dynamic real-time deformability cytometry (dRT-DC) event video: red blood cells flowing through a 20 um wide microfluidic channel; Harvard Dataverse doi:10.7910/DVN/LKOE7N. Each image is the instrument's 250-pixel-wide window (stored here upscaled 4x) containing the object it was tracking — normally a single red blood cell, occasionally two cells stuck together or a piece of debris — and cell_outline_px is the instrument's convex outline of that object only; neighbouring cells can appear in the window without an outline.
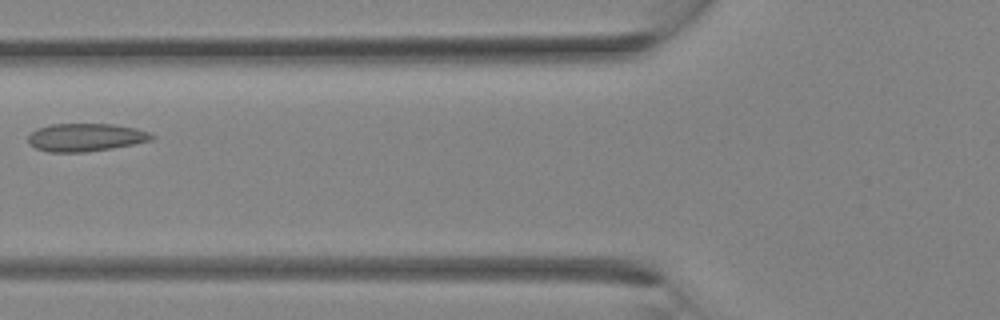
{"species": "Egyptian fruit bat (a non-hibernating species)", "species_latin": "Rousettus aegyptiacus", "temperature_condition": "room temperature", "stored_images_in_passage": 28, "segment_of_instrument_passage": [1, 2], "camera_frame_rate_fps": 3000, "um_per_image_px": 0.085, "animal": {"sex": "female"}, "frame": {"image": 1, "passage_image": 7, "time_ms": 2.0, "image_size_px": [1000, 320], "cell_outline_px": [[156, 136], [152, 140], [112, 148], [84, 152], [48, 152], [36, 148], [28, 144], [28, 136], [36, 128], [52, 124], [112, 124], [136, 128], [148, 132]], "centroid_in_image_um": [7.26, 11.67], "position_along_channel_um": 118.5, "area_um2": 20.11}}
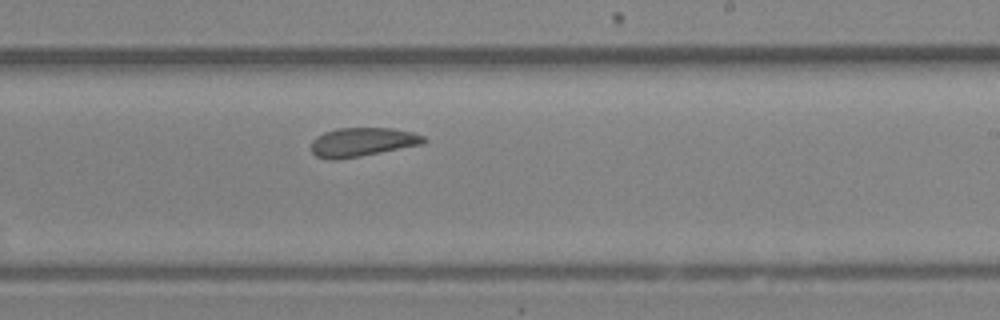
{"frame": {"image": 2, "passage_image": 14, "time_ms": 4.333, "image_size_px": [1000, 320], "cell_outline_px": [[428, 140], [424, 144], [360, 156], [336, 160], [328, 160], [316, 156], [312, 152], [312, 140], [316, 136], [324, 132], [336, 128], [392, 128], [412, 132], [424, 136]], "centroid_in_image_um": [30.8, 12.07], "position_along_channel_um": 258.2, "area_um2": 19.07}}
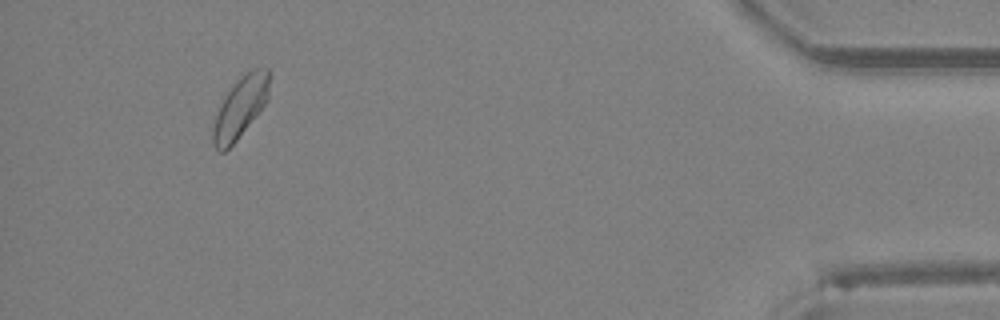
{"frame": {"image": 3, "passage_image": 25, "time_ms": 8.0, "image_size_px": [1000, 320], "cell_outline_px": [[268, 100], [236, 140], [224, 152], [220, 152], [216, 148], [212, 140], [212, 128], [220, 104], [224, 96], [236, 80], [252, 68], [268, 68]], "centroid_in_image_um": [20.4, 9.11], "position_along_channel_um": 414.8, "area_um2": 19.65}}